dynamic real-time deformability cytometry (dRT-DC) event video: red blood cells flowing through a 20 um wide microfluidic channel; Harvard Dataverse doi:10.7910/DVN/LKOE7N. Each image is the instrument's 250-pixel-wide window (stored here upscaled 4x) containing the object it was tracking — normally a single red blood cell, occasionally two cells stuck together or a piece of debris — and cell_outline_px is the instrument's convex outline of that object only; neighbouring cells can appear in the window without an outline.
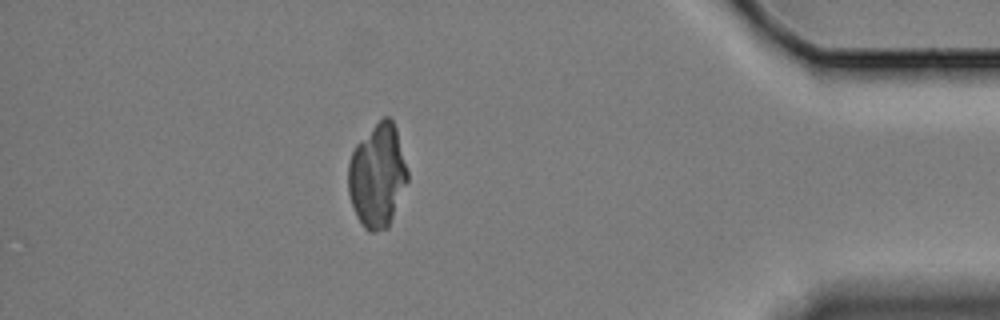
{"species": "Egyptian fruit bat (a non-hibernating species)", "species_latin": "Rousettus aegyptiacus", "temperature_condition": "cold", "stored_images_in_passage": 51, "camera_frame_rate_fps": 3000, "um_per_image_px": 0.085, "animal": {"sex": "female"}, "frame": {"image": 1, "passage_image": 44, "time_ms": 14.333, "image_size_px": [1000, 320], "cell_outline_px": [[408, 180], [388, 228], [372, 232], [368, 232], [364, 228], [356, 216], [348, 192], [348, 164], [352, 152], [356, 144], [384, 116], [388, 116], [392, 120], [396, 128], [408, 172]], "centroid_in_image_um": [32.07, 14.96], "position_along_channel_um": 403.1, "area_um2": 35.55}}